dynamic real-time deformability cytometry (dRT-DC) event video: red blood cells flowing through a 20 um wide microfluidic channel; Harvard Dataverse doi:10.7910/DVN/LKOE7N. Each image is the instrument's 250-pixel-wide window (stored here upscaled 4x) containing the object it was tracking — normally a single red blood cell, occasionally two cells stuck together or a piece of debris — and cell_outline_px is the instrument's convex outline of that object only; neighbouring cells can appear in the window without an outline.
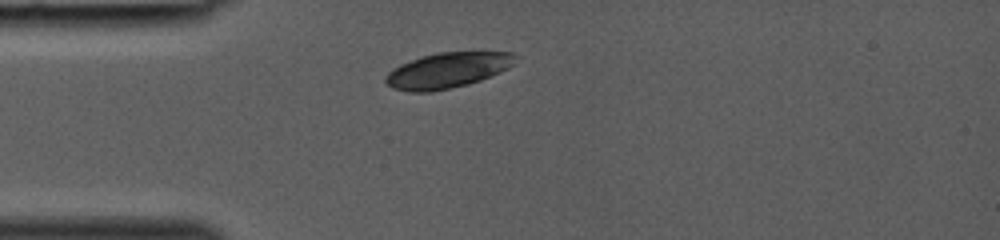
{"species": "common noctule bat (a hibernating species)", "species_latin": "Nyctalus noctula", "temperature_condition": "room temperature", "stored_images_in_passage": 27, "camera_frame_rate_fps": 3000, "um_per_image_px": 0.085, "animal": {"sex": "female", "body_mass_g": 19.0, "forearm_length_mm": 53.3}, "frame": {"image": 1, "passage_image": 1, "time_ms": 0.0, "image_size_px": [1000, 240], "cell_outline_px": [[516, 56], [512, 64], [508, 68], [500, 72], [480, 80], [468, 84], [432, 92], [408, 92], [392, 88], [384, 80], [384, 76], [392, 68], [400, 64], [420, 56], [440, 52], [512, 52]], "centroid_in_image_um": [37.97, 5.98], "position_along_channel_um": 47.0, "area_um2": 26.82}}
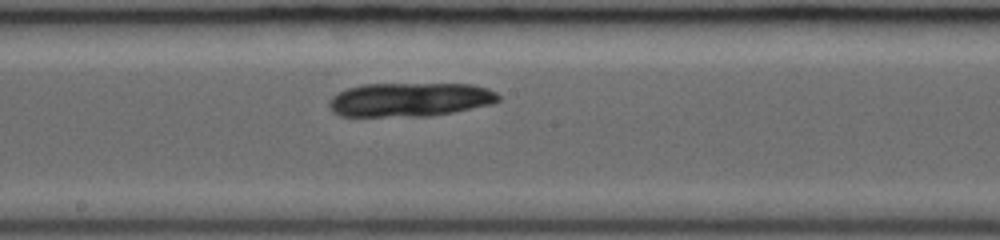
{"frame": {"image": 2, "passage_image": 12, "time_ms": 3.667, "image_size_px": [1000, 240], "cell_outline_px": [[500, 100], [492, 104], [432, 116], [340, 116], [332, 112], [328, 108], [328, 100], [332, 96], [348, 88], [364, 84], [472, 84], [488, 88], [496, 92], [500, 96]], "centroid_in_image_um": [34.83, 8.47], "position_along_channel_um": 213.4, "area_um2": 33.64}}
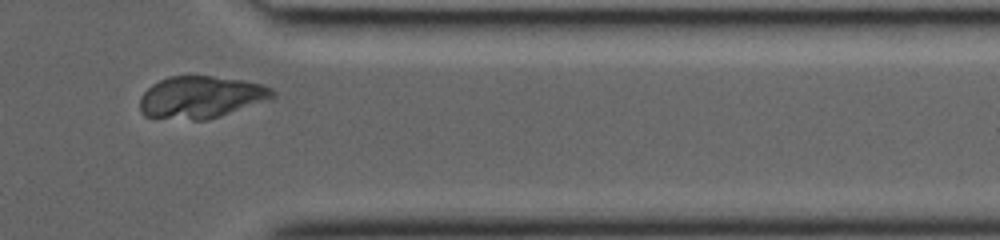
{"frame": {"image": 3, "passage_image": 23, "time_ms": 7.333, "image_size_px": [1000, 240], "cell_outline_px": [[276, 96], [272, 100], [208, 120], [192, 120], [144, 116], [140, 112], [140, 96], [152, 84], [168, 76], [212, 76], [240, 80], [260, 84], [272, 88], [276, 92]], "centroid_in_image_um": [17.11, 8.27], "position_along_channel_um": 394.3, "area_um2": 32.89}}